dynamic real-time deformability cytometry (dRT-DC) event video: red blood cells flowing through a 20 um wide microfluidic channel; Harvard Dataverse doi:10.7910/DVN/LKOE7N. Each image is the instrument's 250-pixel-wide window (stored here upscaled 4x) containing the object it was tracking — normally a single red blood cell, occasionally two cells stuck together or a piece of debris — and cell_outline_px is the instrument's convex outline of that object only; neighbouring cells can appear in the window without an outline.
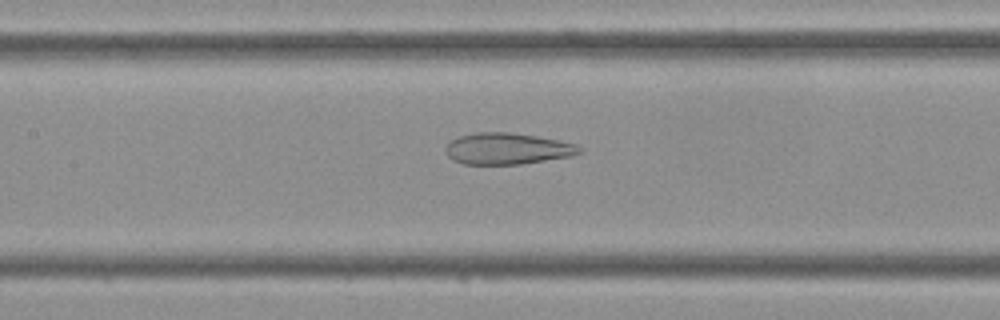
{"species": "Egyptian fruit bat (a non-hibernating species)", "species_latin": "Rousettus aegyptiacus", "temperature_condition": "cold", "stored_images_in_passage": 33, "camera_frame_rate_fps": 3000, "um_per_image_px": 0.085, "frame": {"image": 1, "passage_image": 9, "time_ms": 2.667, "image_size_px": [1000, 320], "cell_outline_px": [[580, 152], [572, 156], [520, 164], [464, 164], [452, 160], [448, 156], [444, 148], [452, 140], [460, 136], [476, 132], [508, 132], [536, 136], [576, 144], [580, 148]], "centroid_in_image_um": [43.08, 12.64], "position_along_channel_um": 164.3, "area_um2": 24.28}}
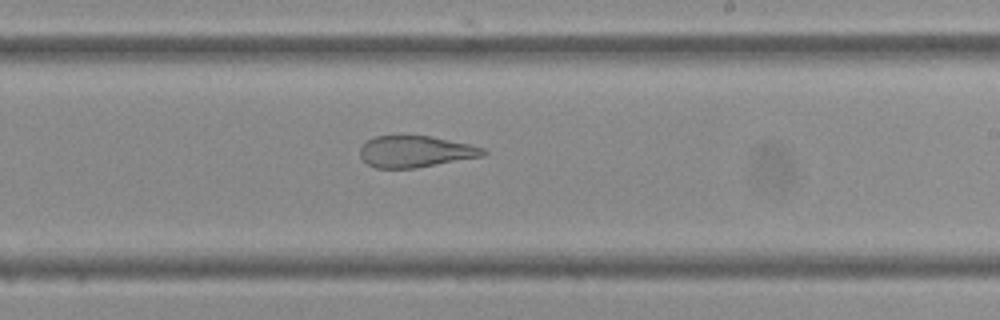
{"frame": {"image": 2, "passage_image": 15, "time_ms": 4.667, "image_size_px": [1000, 320], "cell_outline_px": [[488, 152], [484, 156], [416, 168], [376, 168], [368, 164], [360, 156], [360, 148], [368, 140], [376, 136], [432, 136], [472, 144], [484, 148]], "centroid_in_image_um": [35.37, 12.88], "position_along_channel_um": 253.6, "area_um2": 22.66}}
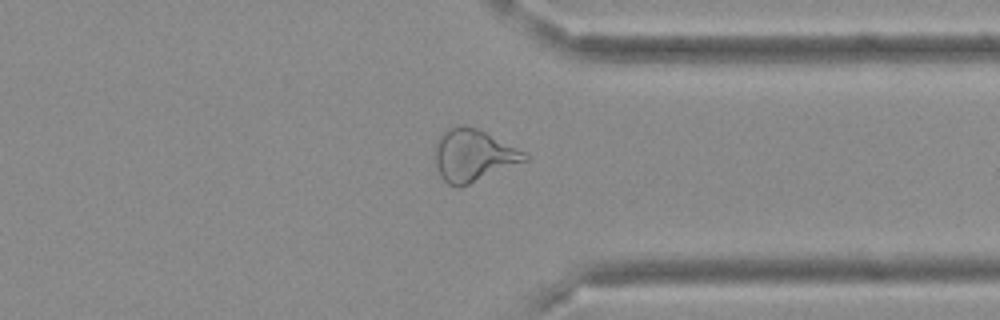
{"frame": {"image": 3, "passage_image": 23, "time_ms": 7.333, "image_size_px": [1000, 320], "cell_outline_px": [[532, 156], [528, 160], [460, 188], [456, 188], [448, 184], [440, 176], [436, 168], [436, 140], [448, 128], [460, 124], [476, 128]], "centroid_in_image_um": [40.21, 13.23], "position_along_channel_um": 371.2, "area_um2": 27.05}}